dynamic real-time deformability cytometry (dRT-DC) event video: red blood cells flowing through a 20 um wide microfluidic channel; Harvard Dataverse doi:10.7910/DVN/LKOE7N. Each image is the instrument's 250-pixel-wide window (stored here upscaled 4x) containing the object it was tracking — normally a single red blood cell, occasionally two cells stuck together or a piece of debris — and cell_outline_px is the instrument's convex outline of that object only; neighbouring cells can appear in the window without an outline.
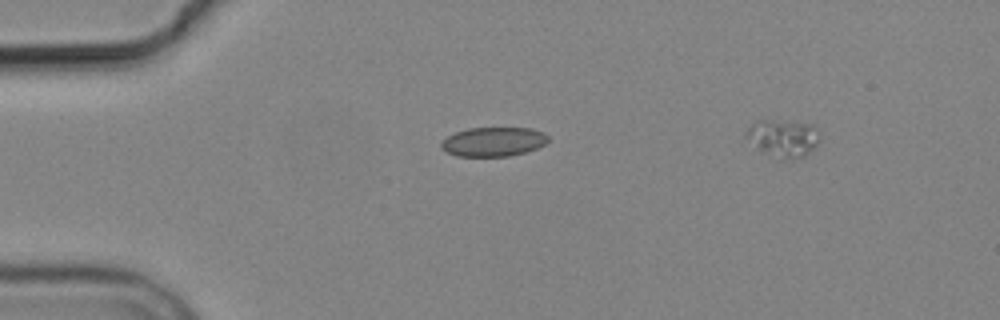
{"species": "common noctule bat (a hibernating species)", "species_latin": "Nyctalus noctula", "temperature_condition": "cold", "stored_images_in_passage": 3, "segment_of_instrument_passage": [1, 2], "camera_frame_rate_fps": 3000, "um_per_image_px": 0.085, "animal": {"sex": "male", "body_mass_g": 19.2, "forearm_length_mm": 51.8}, "frame": {"image": 1, "passage_image": 1, "time_ms": 0.0, "image_size_px": [1000, 320], "cell_outline_px": [[548, 140], [544, 144], [536, 148], [524, 152], [508, 156], [456, 156], [440, 148], [440, 144], [448, 136], [456, 132], [468, 128], [532, 128], [544, 132], [548, 136]], "centroid_in_image_um": [41.94, 12.04], "position_along_channel_um": 43.1, "area_um2": 18.09}}